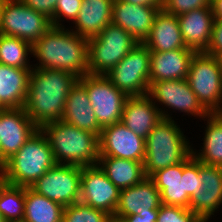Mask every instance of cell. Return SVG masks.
Returning <instances> with one entry per match:
<instances>
[{
    "mask_svg": "<svg viewBox=\"0 0 222 222\" xmlns=\"http://www.w3.org/2000/svg\"><path fill=\"white\" fill-rule=\"evenodd\" d=\"M78 81L67 71L32 68L23 108L38 128L62 119L66 98Z\"/></svg>",
    "mask_w": 222,
    "mask_h": 222,
    "instance_id": "obj_1",
    "label": "cell"
},
{
    "mask_svg": "<svg viewBox=\"0 0 222 222\" xmlns=\"http://www.w3.org/2000/svg\"><path fill=\"white\" fill-rule=\"evenodd\" d=\"M69 29L51 26L32 44L37 58L33 68L63 70L79 78L88 74V39Z\"/></svg>",
    "mask_w": 222,
    "mask_h": 222,
    "instance_id": "obj_2",
    "label": "cell"
},
{
    "mask_svg": "<svg viewBox=\"0 0 222 222\" xmlns=\"http://www.w3.org/2000/svg\"><path fill=\"white\" fill-rule=\"evenodd\" d=\"M40 129L49 141L57 164L79 167L98 164V135L62 120L46 123Z\"/></svg>",
    "mask_w": 222,
    "mask_h": 222,
    "instance_id": "obj_3",
    "label": "cell"
},
{
    "mask_svg": "<svg viewBox=\"0 0 222 222\" xmlns=\"http://www.w3.org/2000/svg\"><path fill=\"white\" fill-rule=\"evenodd\" d=\"M56 164L46 135L39 128L0 167V179L20 187H31L33 183Z\"/></svg>",
    "mask_w": 222,
    "mask_h": 222,
    "instance_id": "obj_4",
    "label": "cell"
},
{
    "mask_svg": "<svg viewBox=\"0 0 222 222\" xmlns=\"http://www.w3.org/2000/svg\"><path fill=\"white\" fill-rule=\"evenodd\" d=\"M183 133L174 119H162L152 129L145 139L146 177L183 162L192 153V144Z\"/></svg>",
    "mask_w": 222,
    "mask_h": 222,
    "instance_id": "obj_5",
    "label": "cell"
},
{
    "mask_svg": "<svg viewBox=\"0 0 222 222\" xmlns=\"http://www.w3.org/2000/svg\"><path fill=\"white\" fill-rule=\"evenodd\" d=\"M138 41L120 26L109 24L88 39V74L106 75Z\"/></svg>",
    "mask_w": 222,
    "mask_h": 222,
    "instance_id": "obj_6",
    "label": "cell"
},
{
    "mask_svg": "<svg viewBox=\"0 0 222 222\" xmlns=\"http://www.w3.org/2000/svg\"><path fill=\"white\" fill-rule=\"evenodd\" d=\"M186 80L209 113H222V70L217 57L195 52Z\"/></svg>",
    "mask_w": 222,
    "mask_h": 222,
    "instance_id": "obj_7",
    "label": "cell"
},
{
    "mask_svg": "<svg viewBox=\"0 0 222 222\" xmlns=\"http://www.w3.org/2000/svg\"><path fill=\"white\" fill-rule=\"evenodd\" d=\"M150 50L136 44L105 76L127 97L145 96L149 90Z\"/></svg>",
    "mask_w": 222,
    "mask_h": 222,
    "instance_id": "obj_8",
    "label": "cell"
},
{
    "mask_svg": "<svg viewBox=\"0 0 222 222\" xmlns=\"http://www.w3.org/2000/svg\"><path fill=\"white\" fill-rule=\"evenodd\" d=\"M147 96L159 109L163 119L173 118L172 112L168 111L170 108L173 112L176 110L183 114L186 113L185 115L188 116H196L199 120H203L209 114L199 102L196 94L191 90L186 79L149 83ZM158 104L164 106L161 108Z\"/></svg>",
    "mask_w": 222,
    "mask_h": 222,
    "instance_id": "obj_9",
    "label": "cell"
},
{
    "mask_svg": "<svg viewBox=\"0 0 222 222\" xmlns=\"http://www.w3.org/2000/svg\"><path fill=\"white\" fill-rule=\"evenodd\" d=\"M52 26L50 18L20 0H4L0 10V34L33 44Z\"/></svg>",
    "mask_w": 222,
    "mask_h": 222,
    "instance_id": "obj_10",
    "label": "cell"
},
{
    "mask_svg": "<svg viewBox=\"0 0 222 222\" xmlns=\"http://www.w3.org/2000/svg\"><path fill=\"white\" fill-rule=\"evenodd\" d=\"M87 91L91 106L101 128L122 119L123 107L128 98L105 75L85 74L78 81Z\"/></svg>",
    "mask_w": 222,
    "mask_h": 222,
    "instance_id": "obj_11",
    "label": "cell"
},
{
    "mask_svg": "<svg viewBox=\"0 0 222 222\" xmlns=\"http://www.w3.org/2000/svg\"><path fill=\"white\" fill-rule=\"evenodd\" d=\"M82 167L55 164L30 187L36 193L62 206H70L80 200Z\"/></svg>",
    "mask_w": 222,
    "mask_h": 222,
    "instance_id": "obj_12",
    "label": "cell"
},
{
    "mask_svg": "<svg viewBox=\"0 0 222 222\" xmlns=\"http://www.w3.org/2000/svg\"><path fill=\"white\" fill-rule=\"evenodd\" d=\"M120 190L108 179L99 165L82 167L80 202L107 212L112 217Z\"/></svg>",
    "mask_w": 222,
    "mask_h": 222,
    "instance_id": "obj_13",
    "label": "cell"
},
{
    "mask_svg": "<svg viewBox=\"0 0 222 222\" xmlns=\"http://www.w3.org/2000/svg\"><path fill=\"white\" fill-rule=\"evenodd\" d=\"M39 128L24 108L0 112V167L24 145Z\"/></svg>",
    "mask_w": 222,
    "mask_h": 222,
    "instance_id": "obj_14",
    "label": "cell"
},
{
    "mask_svg": "<svg viewBox=\"0 0 222 222\" xmlns=\"http://www.w3.org/2000/svg\"><path fill=\"white\" fill-rule=\"evenodd\" d=\"M99 154L100 156L144 162L145 139L119 121L101 129Z\"/></svg>",
    "mask_w": 222,
    "mask_h": 222,
    "instance_id": "obj_15",
    "label": "cell"
},
{
    "mask_svg": "<svg viewBox=\"0 0 222 222\" xmlns=\"http://www.w3.org/2000/svg\"><path fill=\"white\" fill-rule=\"evenodd\" d=\"M199 174L203 181L202 188L190 198L189 209L203 222H208L222 206V166L199 161Z\"/></svg>",
    "mask_w": 222,
    "mask_h": 222,
    "instance_id": "obj_16",
    "label": "cell"
},
{
    "mask_svg": "<svg viewBox=\"0 0 222 222\" xmlns=\"http://www.w3.org/2000/svg\"><path fill=\"white\" fill-rule=\"evenodd\" d=\"M160 205V191L154 182L146 177L139 184L120 190L119 201L112 219L120 221L133 214L158 213Z\"/></svg>",
    "mask_w": 222,
    "mask_h": 222,
    "instance_id": "obj_17",
    "label": "cell"
},
{
    "mask_svg": "<svg viewBox=\"0 0 222 222\" xmlns=\"http://www.w3.org/2000/svg\"><path fill=\"white\" fill-rule=\"evenodd\" d=\"M159 10L150 6L114 0L112 5V24L123 28L138 43H143L150 35L152 24Z\"/></svg>",
    "mask_w": 222,
    "mask_h": 222,
    "instance_id": "obj_18",
    "label": "cell"
},
{
    "mask_svg": "<svg viewBox=\"0 0 222 222\" xmlns=\"http://www.w3.org/2000/svg\"><path fill=\"white\" fill-rule=\"evenodd\" d=\"M182 39L187 48L205 52L211 39L215 17L212 7H202L177 16Z\"/></svg>",
    "mask_w": 222,
    "mask_h": 222,
    "instance_id": "obj_19",
    "label": "cell"
},
{
    "mask_svg": "<svg viewBox=\"0 0 222 222\" xmlns=\"http://www.w3.org/2000/svg\"><path fill=\"white\" fill-rule=\"evenodd\" d=\"M194 54L195 51L187 47L167 52H150L149 83L186 79Z\"/></svg>",
    "mask_w": 222,
    "mask_h": 222,
    "instance_id": "obj_20",
    "label": "cell"
},
{
    "mask_svg": "<svg viewBox=\"0 0 222 222\" xmlns=\"http://www.w3.org/2000/svg\"><path fill=\"white\" fill-rule=\"evenodd\" d=\"M162 119L159 109L147 95L128 97L124 103L121 122L144 139Z\"/></svg>",
    "mask_w": 222,
    "mask_h": 222,
    "instance_id": "obj_21",
    "label": "cell"
},
{
    "mask_svg": "<svg viewBox=\"0 0 222 222\" xmlns=\"http://www.w3.org/2000/svg\"><path fill=\"white\" fill-rule=\"evenodd\" d=\"M149 178L160 191L161 204L189 208L190 197L185 193V160L160 169Z\"/></svg>",
    "mask_w": 222,
    "mask_h": 222,
    "instance_id": "obj_22",
    "label": "cell"
},
{
    "mask_svg": "<svg viewBox=\"0 0 222 222\" xmlns=\"http://www.w3.org/2000/svg\"><path fill=\"white\" fill-rule=\"evenodd\" d=\"M114 0H82L73 32L90 39L96 37L107 25L112 23V5Z\"/></svg>",
    "mask_w": 222,
    "mask_h": 222,
    "instance_id": "obj_23",
    "label": "cell"
},
{
    "mask_svg": "<svg viewBox=\"0 0 222 222\" xmlns=\"http://www.w3.org/2000/svg\"><path fill=\"white\" fill-rule=\"evenodd\" d=\"M150 52H167L186 48L177 16L159 10L148 38L143 42Z\"/></svg>",
    "mask_w": 222,
    "mask_h": 222,
    "instance_id": "obj_24",
    "label": "cell"
},
{
    "mask_svg": "<svg viewBox=\"0 0 222 222\" xmlns=\"http://www.w3.org/2000/svg\"><path fill=\"white\" fill-rule=\"evenodd\" d=\"M61 120L100 136L102 128L98 124L87 91L79 82L71 89L66 98Z\"/></svg>",
    "mask_w": 222,
    "mask_h": 222,
    "instance_id": "obj_25",
    "label": "cell"
},
{
    "mask_svg": "<svg viewBox=\"0 0 222 222\" xmlns=\"http://www.w3.org/2000/svg\"><path fill=\"white\" fill-rule=\"evenodd\" d=\"M32 69L0 64V102L7 108H23Z\"/></svg>",
    "mask_w": 222,
    "mask_h": 222,
    "instance_id": "obj_26",
    "label": "cell"
},
{
    "mask_svg": "<svg viewBox=\"0 0 222 222\" xmlns=\"http://www.w3.org/2000/svg\"><path fill=\"white\" fill-rule=\"evenodd\" d=\"M98 165L119 190L139 184L146 178L143 162L100 156Z\"/></svg>",
    "mask_w": 222,
    "mask_h": 222,
    "instance_id": "obj_27",
    "label": "cell"
},
{
    "mask_svg": "<svg viewBox=\"0 0 222 222\" xmlns=\"http://www.w3.org/2000/svg\"><path fill=\"white\" fill-rule=\"evenodd\" d=\"M203 146L192 147V155L203 164L222 166V113H209L204 119Z\"/></svg>",
    "mask_w": 222,
    "mask_h": 222,
    "instance_id": "obj_28",
    "label": "cell"
},
{
    "mask_svg": "<svg viewBox=\"0 0 222 222\" xmlns=\"http://www.w3.org/2000/svg\"><path fill=\"white\" fill-rule=\"evenodd\" d=\"M64 206L25 187V208L22 222H62Z\"/></svg>",
    "mask_w": 222,
    "mask_h": 222,
    "instance_id": "obj_29",
    "label": "cell"
},
{
    "mask_svg": "<svg viewBox=\"0 0 222 222\" xmlns=\"http://www.w3.org/2000/svg\"><path fill=\"white\" fill-rule=\"evenodd\" d=\"M29 55H32V44L17 37L0 34V64L32 69Z\"/></svg>",
    "mask_w": 222,
    "mask_h": 222,
    "instance_id": "obj_30",
    "label": "cell"
},
{
    "mask_svg": "<svg viewBox=\"0 0 222 222\" xmlns=\"http://www.w3.org/2000/svg\"><path fill=\"white\" fill-rule=\"evenodd\" d=\"M25 208V187L14 186L0 179V214L7 222H22Z\"/></svg>",
    "mask_w": 222,
    "mask_h": 222,
    "instance_id": "obj_31",
    "label": "cell"
},
{
    "mask_svg": "<svg viewBox=\"0 0 222 222\" xmlns=\"http://www.w3.org/2000/svg\"><path fill=\"white\" fill-rule=\"evenodd\" d=\"M62 222H113V219L107 212L78 201L64 207Z\"/></svg>",
    "mask_w": 222,
    "mask_h": 222,
    "instance_id": "obj_32",
    "label": "cell"
},
{
    "mask_svg": "<svg viewBox=\"0 0 222 222\" xmlns=\"http://www.w3.org/2000/svg\"><path fill=\"white\" fill-rule=\"evenodd\" d=\"M157 222H203L189 208L161 204Z\"/></svg>",
    "mask_w": 222,
    "mask_h": 222,
    "instance_id": "obj_33",
    "label": "cell"
},
{
    "mask_svg": "<svg viewBox=\"0 0 222 222\" xmlns=\"http://www.w3.org/2000/svg\"><path fill=\"white\" fill-rule=\"evenodd\" d=\"M81 4L82 0H57L54 16L50 19L52 26L64 27L61 22L66 19L73 23L78 16Z\"/></svg>",
    "mask_w": 222,
    "mask_h": 222,
    "instance_id": "obj_34",
    "label": "cell"
},
{
    "mask_svg": "<svg viewBox=\"0 0 222 222\" xmlns=\"http://www.w3.org/2000/svg\"><path fill=\"white\" fill-rule=\"evenodd\" d=\"M203 181L199 174V160L192 153L185 159V193L191 198L200 190Z\"/></svg>",
    "mask_w": 222,
    "mask_h": 222,
    "instance_id": "obj_35",
    "label": "cell"
},
{
    "mask_svg": "<svg viewBox=\"0 0 222 222\" xmlns=\"http://www.w3.org/2000/svg\"><path fill=\"white\" fill-rule=\"evenodd\" d=\"M211 5L212 0H163V10L176 16Z\"/></svg>",
    "mask_w": 222,
    "mask_h": 222,
    "instance_id": "obj_36",
    "label": "cell"
},
{
    "mask_svg": "<svg viewBox=\"0 0 222 222\" xmlns=\"http://www.w3.org/2000/svg\"><path fill=\"white\" fill-rule=\"evenodd\" d=\"M205 53L217 58L222 55V19H215L210 43Z\"/></svg>",
    "mask_w": 222,
    "mask_h": 222,
    "instance_id": "obj_37",
    "label": "cell"
},
{
    "mask_svg": "<svg viewBox=\"0 0 222 222\" xmlns=\"http://www.w3.org/2000/svg\"><path fill=\"white\" fill-rule=\"evenodd\" d=\"M27 7L45 14L48 18L54 16L57 0H20Z\"/></svg>",
    "mask_w": 222,
    "mask_h": 222,
    "instance_id": "obj_38",
    "label": "cell"
},
{
    "mask_svg": "<svg viewBox=\"0 0 222 222\" xmlns=\"http://www.w3.org/2000/svg\"><path fill=\"white\" fill-rule=\"evenodd\" d=\"M158 213L133 214L124 217L121 222H157Z\"/></svg>",
    "mask_w": 222,
    "mask_h": 222,
    "instance_id": "obj_39",
    "label": "cell"
},
{
    "mask_svg": "<svg viewBox=\"0 0 222 222\" xmlns=\"http://www.w3.org/2000/svg\"><path fill=\"white\" fill-rule=\"evenodd\" d=\"M130 4L135 5H145L154 8H158L160 10L163 9V0H121Z\"/></svg>",
    "mask_w": 222,
    "mask_h": 222,
    "instance_id": "obj_40",
    "label": "cell"
},
{
    "mask_svg": "<svg viewBox=\"0 0 222 222\" xmlns=\"http://www.w3.org/2000/svg\"><path fill=\"white\" fill-rule=\"evenodd\" d=\"M211 6L215 19H222V0H212Z\"/></svg>",
    "mask_w": 222,
    "mask_h": 222,
    "instance_id": "obj_41",
    "label": "cell"
},
{
    "mask_svg": "<svg viewBox=\"0 0 222 222\" xmlns=\"http://www.w3.org/2000/svg\"><path fill=\"white\" fill-rule=\"evenodd\" d=\"M218 59H219V62H220V65H221V70H222V55H220V56L218 57Z\"/></svg>",
    "mask_w": 222,
    "mask_h": 222,
    "instance_id": "obj_42",
    "label": "cell"
},
{
    "mask_svg": "<svg viewBox=\"0 0 222 222\" xmlns=\"http://www.w3.org/2000/svg\"><path fill=\"white\" fill-rule=\"evenodd\" d=\"M6 108L1 104V102H0V112L1 111H4Z\"/></svg>",
    "mask_w": 222,
    "mask_h": 222,
    "instance_id": "obj_43",
    "label": "cell"
},
{
    "mask_svg": "<svg viewBox=\"0 0 222 222\" xmlns=\"http://www.w3.org/2000/svg\"><path fill=\"white\" fill-rule=\"evenodd\" d=\"M0 222H7L1 214H0Z\"/></svg>",
    "mask_w": 222,
    "mask_h": 222,
    "instance_id": "obj_44",
    "label": "cell"
},
{
    "mask_svg": "<svg viewBox=\"0 0 222 222\" xmlns=\"http://www.w3.org/2000/svg\"><path fill=\"white\" fill-rule=\"evenodd\" d=\"M4 0H0V10H1V6Z\"/></svg>",
    "mask_w": 222,
    "mask_h": 222,
    "instance_id": "obj_45",
    "label": "cell"
}]
</instances>
